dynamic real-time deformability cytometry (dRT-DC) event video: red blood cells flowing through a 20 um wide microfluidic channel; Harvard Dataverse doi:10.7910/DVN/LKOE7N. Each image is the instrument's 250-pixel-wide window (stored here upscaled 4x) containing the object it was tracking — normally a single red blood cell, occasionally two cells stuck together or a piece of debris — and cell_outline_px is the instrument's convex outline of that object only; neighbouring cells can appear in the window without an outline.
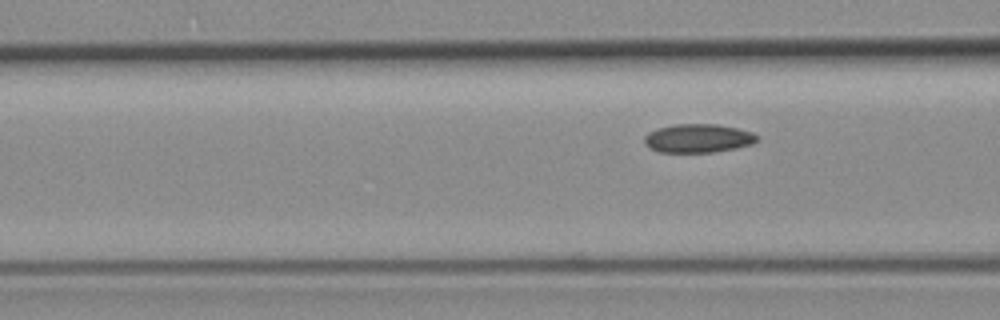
{"species": "common noctule bat (a hibernating species)", "species_latin": "Nyctalus noctula", "temperature_condition": "room temperature", "stored_images_in_passage": 7, "segment_of_instrument_passage": [2, 2], "camera_frame_rate_fps": 3000, "um_per_image_px": 0.085, "animal": {"sex": "female", "body_mass_g": 19.3, "forearm_length_mm": 54.1}, "frame": {"image": 1, "passage_image": 7, "time_ms": 2.0, "image_size_px": [1000, 320], "cell_outline_px": [[760, 136], [752, 144], [736, 148], [716, 152], [660, 152], [648, 148], [644, 144], [644, 136], [648, 132], [656, 128], [676, 124], [716, 124], [736, 128], [752, 132]], "centroid_in_image_um": [59.31, 11.76], "position_along_channel_um": 107.3, "area_um2": 18.96}}